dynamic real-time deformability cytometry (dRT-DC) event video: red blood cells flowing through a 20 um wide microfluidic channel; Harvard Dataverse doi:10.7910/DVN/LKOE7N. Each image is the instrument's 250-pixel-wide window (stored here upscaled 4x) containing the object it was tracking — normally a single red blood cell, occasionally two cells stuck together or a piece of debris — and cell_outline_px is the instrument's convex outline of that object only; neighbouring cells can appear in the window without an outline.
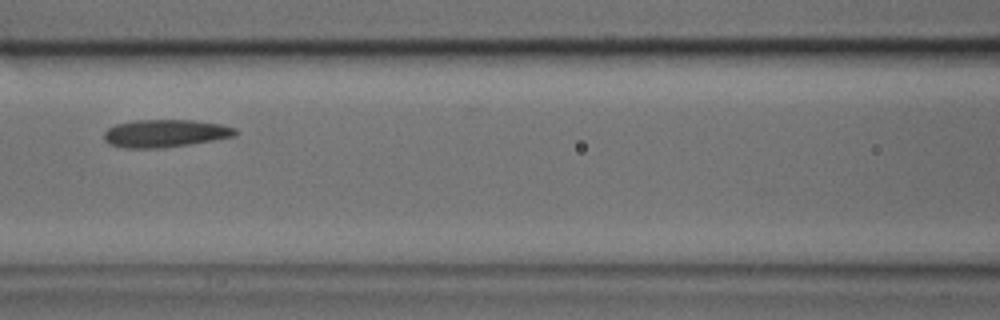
{"species": "common noctule bat (a hibernating species)", "species_latin": "Nyctalus noctula", "temperature_condition": "cold", "stored_images_in_passage": 6, "camera_frame_rate_fps": 3000, "um_per_image_px": 0.085, "animal": {"sex": "male", "body_mass_g": 17.9, "forearm_length_mm": 54.2}, "frame": {"image": 1, "passage_image": 5, "time_ms": 1.333, "image_size_px": [1000, 320], "cell_outline_px": [[236, 136], [188, 144], [160, 148], [124, 148], [108, 144], [104, 140], [104, 132], [108, 128], [116, 124], [136, 120], [192, 120], [220, 124], [236, 128]], "centroid_in_image_um": [14.0, 11.33], "position_along_channel_um": 152.6, "area_um2": 21.1}}